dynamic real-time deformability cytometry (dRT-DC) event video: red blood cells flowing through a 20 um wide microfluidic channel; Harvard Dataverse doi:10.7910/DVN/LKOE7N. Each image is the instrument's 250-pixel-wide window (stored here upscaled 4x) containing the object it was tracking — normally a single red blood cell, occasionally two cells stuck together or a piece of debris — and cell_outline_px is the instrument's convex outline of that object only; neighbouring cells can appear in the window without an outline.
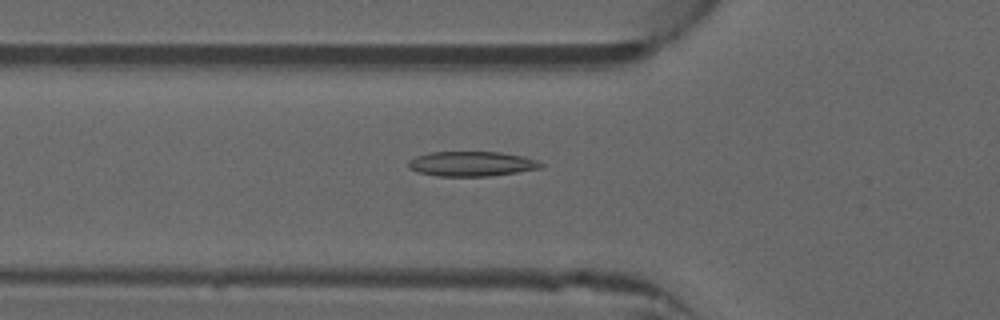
{"species": "common noctule bat (a hibernating species)", "species_latin": "Nyctalus noctula", "temperature_condition": "warm", "stored_images_in_passage": 51, "camera_frame_rate_fps": 3000, "um_per_image_px": 0.085, "animal": {"sex": "male", "forearm_length_mm": 52.5}, "frame": {"image": 1, "passage_image": 18, "time_ms": 5.667, "image_size_px": [1000, 320], "cell_outline_px": [[544, 164], [540, 168], [516, 172], [488, 176], [436, 176], [416, 172], [408, 168], [408, 160], [416, 156], [432, 152], [500, 152], [524, 156], [536, 160]], "centroid_in_image_um": [40.04, 13.92], "position_along_channel_um": 85.8, "area_um2": 19.19}}
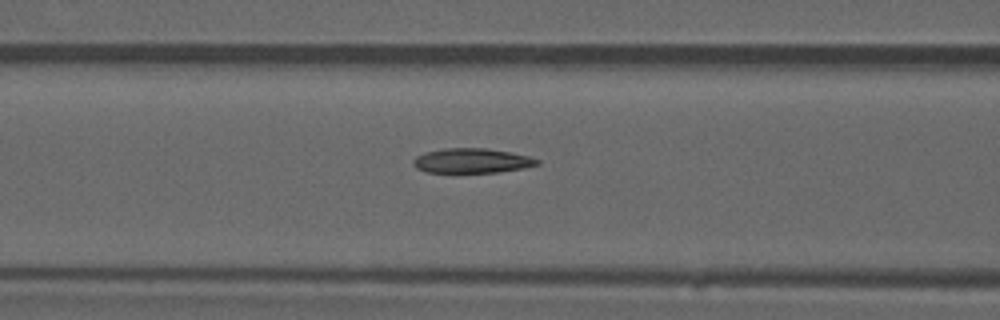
{"frame": {"image": 2, "passage_image": 21, "time_ms": 6.667, "image_size_px": [1000, 320], "cell_outline_px": [[540, 164], [524, 168], [496, 172], [428, 172], [416, 168], [412, 164], [412, 160], [416, 156], [424, 152], [444, 148], [488, 148], [512, 152], [528, 156], [540, 160]], "centroid_in_image_um": [40.1, 13.65], "position_along_channel_um": 126.5, "area_um2": 17.92}}
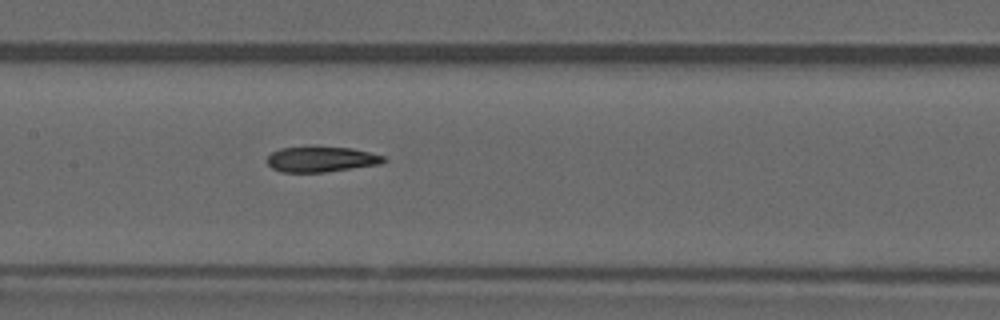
{"frame": {"image": 3, "passage_image": 25, "time_ms": 8.0, "image_size_px": [1000, 320], "cell_outline_px": [[388, 160], [380, 164], [324, 172], [280, 172], [272, 168], [264, 160], [272, 152], [280, 148], [312, 144], [316, 144], [352, 148], [384, 156]], "centroid_in_image_um": [27.25, 13.49], "position_along_channel_um": 180.2, "area_um2": 18.03}, "authors_computed_cell_mechanics": {"area_um2": 18.1492, "velocity_mm_per_s": 4.0202, "shape_relaxation_time_tau1_ms": null, "shape_relaxation_time_tau2_ms": 3.9775, "deformation_change_tau1": null, "deformation_change_tau2": 0.1252}}